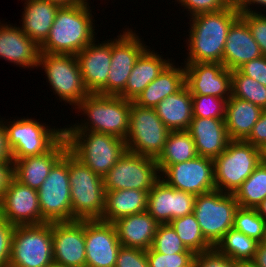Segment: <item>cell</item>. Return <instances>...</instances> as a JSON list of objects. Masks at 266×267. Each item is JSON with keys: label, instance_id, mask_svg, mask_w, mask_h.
Returning <instances> with one entry per match:
<instances>
[{"label": "cell", "instance_id": "obj_1", "mask_svg": "<svg viewBox=\"0 0 266 267\" xmlns=\"http://www.w3.org/2000/svg\"><path fill=\"white\" fill-rule=\"evenodd\" d=\"M240 17L234 3L225 9L190 17L187 59L184 63H222L224 46L231 25Z\"/></svg>", "mask_w": 266, "mask_h": 267}, {"label": "cell", "instance_id": "obj_2", "mask_svg": "<svg viewBox=\"0 0 266 267\" xmlns=\"http://www.w3.org/2000/svg\"><path fill=\"white\" fill-rule=\"evenodd\" d=\"M87 0L59 7L46 40L40 45V52L76 55L96 38L91 7ZM96 33V34H95Z\"/></svg>", "mask_w": 266, "mask_h": 267}, {"label": "cell", "instance_id": "obj_3", "mask_svg": "<svg viewBox=\"0 0 266 267\" xmlns=\"http://www.w3.org/2000/svg\"><path fill=\"white\" fill-rule=\"evenodd\" d=\"M131 101L120 96L88 94L73 109L87 116L81 124L76 122L64 131H93L125 140L129 131ZM84 122V123H83Z\"/></svg>", "mask_w": 266, "mask_h": 267}, {"label": "cell", "instance_id": "obj_4", "mask_svg": "<svg viewBox=\"0 0 266 267\" xmlns=\"http://www.w3.org/2000/svg\"><path fill=\"white\" fill-rule=\"evenodd\" d=\"M72 221L100 220L106 191L103 177L94 173L68 150Z\"/></svg>", "mask_w": 266, "mask_h": 267}, {"label": "cell", "instance_id": "obj_5", "mask_svg": "<svg viewBox=\"0 0 266 267\" xmlns=\"http://www.w3.org/2000/svg\"><path fill=\"white\" fill-rule=\"evenodd\" d=\"M68 150L104 177L127 151L125 140L116 136L93 131H64Z\"/></svg>", "mask_w": 266, "mask_h": 267}, {"label": "cell", "instance_id": "obj_6", "mask_svg": "<svg viewBox=\"0 0 266 267\" xmlns=\"http://www.w3.org/2000/svg\"><path fill=\"white\" fill-rule=\"evenodd\" d=\"M213 162L216 190L234 194L261 163L260 151L245 140H231Z\"/></svg>", "mask_w": 266, "mask_h": 267}, {"label": "cell", "instance_id": "obj_7", "mask_svg": "<svg viewBox=\"0 0 266 267\" xmlns=\"http://www.w3.org/2000/svg\"><path fill=\"white\" fill-rule=\"evenodd\" d=\"M169 133L154 108L141 107L131 101L129 131L125 138L127 151L157 160Z\"/></svg>", "mask_w": 266, "mask_h": 267}, {"label": "cell", "instance_id": "obj_8", "mask_svg": "<svg viewBox=\"0 0 266 267\" xmlns=\"http://www.w3.org/2000/svg\"><path fill=\"white\" fill-rule=\"evenodd\" d=\"M238 208L234 194L219 190L195 197L193 213L203 236L212 247L233 228L234 215Z\"/></svg>", "mask_w": 266, "mask_h": 267}, {"label": "cell", "instance_id": "obj_9", "mask_svg": "<svg viewBox=\"0 0 266 267\" xmlns=\"http://www.w3.org/2000/svg\"><path fill=\"white\" fill-rule=\"evenodd\" d=\"M52 263V223L15 226L8 267H48Z\"/></svg>", "mask_w": 266, "mask_h": 267}, {"label": "cell", "instance_id": "obj_10", "mask_svg": "<svg viewBox=\"0 0 266 267\" xmlns=\"http://www.w3.org/2000/svg\"><path fill=\"white\" fill-rule=\"evenodd\" d=\"M19 119L9 122L1 120L13 159L44 154L64 137V128L54 126L53 129L31 117Z\"/></svg>", "mask_w": 266, "mask_h": 267}, {"label": "cell", "instance_id": "obj_11", "mask_svg": "<svg viewBox=\"0 0 266 267\" xmlns=\"http://www.w3.org/2000/svg\"><path fill=\"white\" fill-rule=\"evenodd\" d=\"M38 67L45 71L53 93L76 107L88 94L76 55L40 52Z\"/></svg>", "mask_w": 266, "mask_h": 267}, {"label": "cell", "instance_id": "obj_12", "mask_svg": "<svg viewBox=\"0 0 266 267\" xmlns=\"http://www.w3.org/2000/svg\"><path fill=\"white\" fill-rule=\"evenodd\" d=\"M41 224L72 221L68 150L37 190Z\"/></svg>", "mask_w": 266, "mask_h": 267}, {"label": "cell", "instance_id": "obj_13", "mask_svg": "<svg viewBox=\"0 0 266 267\" xmlns=\"http://www.w3.org/2000/svg\"><path fill=\"white\" fill-rule=\"evenodd\" d=\"M159 178L156 159L126 151L103 177V184L105 191L150 190Z\"/></svg>", "mask_w": 266, "mask_h": 267}, {"label": "cell", "instance_id": "obj_14", "mask_svg": "<svg viewBox=\"0 0 266 267\" xmlns=\"http://www.w3.org/2000/svg\"><path fill=\"white\" fill-rule=\"evenodd\" d=\"M116 39L111 38V67L108 73V95L119 96L139 56L149 47L135 30L124 29Z\"/></svg>", "mask_w": 266, "mask_h": 267}, {"label": "cell", "instance_id": "obj_15", "mask_svg": "<svg viewBox=\"0 0 266 267\" xmlns=\"http://www.w3.org/2000/svg\"><path fill=\"white\" fill-rule=\"evenodd\" d=\"M160 178L176 190L195 196L216 190L214 162L209 157L198 155L191 160L169 165Z\"/></svg>", "mask_w": 266, "mask_h": 267}, {"label": "cell", "instance_id": "obj_16", "mask_svg": "<svg viewBox=\"0 0 266 267\" xmlns=\"http://www.w3.org/2000/svg\"><path fill=\"white\" fill-rule=\"evenodd\" d=\"M191 95L231 97L232 71L218 62L182 63Z\"/></svg>", "mask_w": 266, "mask_h": 267}, {"label": "cell", "instance_id": "obj_17", "mask_svg": "<svg viewBox=\"0 0 266 267\" xmlns=\"http://www.w3.org/2000/svg\"><path fill=\"white\" fill-rule=\"evenodd\" d=\"M0 216L14 226L41 224L37 190L13 177L0 199Z\"/></svg>", "mask_w": 266, "mask_h": 267}, {"label": "cell", "instance_id": "obj_18", "mask_svg": "<svg viewBox=\"0 0 266 267\" xmlns=\"http://www.w3.org/2000/svg\"><path fill=\"white\" fill-rule=\"evenodd\" d=\"M120 247L114 223L85 220V267H115Z\"/></svg>", "mask_w": 266, "mask_h": 267}, {"label": "cell", "instance_id": "obj_19", "mask_svg": "<svg viewBox=\"0 0 266 267\" xmlns=\"http://www.w3.org/2000/svg\"><path fill=\"white\" fill-rule=\"evenodd\" d=\"M54 263L65 267H85V220L52 223Z\"/></svg>", "mask_w": 266, "mask_h": 267}, {"label": "cell", "instance_id": "obj_20", "mask_svg": "<svg viewBox=\"0 0 266 267\" xmlns=\"http://www.w3.org/2000/svg\"><path fill=\"white\" fill-rule=\"evenodd\" d=\"M195 195L176 190L159 178L148 192L147 212L159 224L193 213Z\"/></svg>", "mask_w": 266, "mask_h": 267}, {"label": "cell", "instance_id": "obj_21", "mask_svg": "<svg viewBox=\"0 0 266 267\" xmlns=\"http://www.w3.org/2000/svg\"><path fill=\"white\" fill-rule=\"evenodd\" d=\"M94 40L76 54L82 80L89 94L108 95V73L111 67V40Z\"/></svg>", "mask_w": 266, "mask_h": 267}, {"label": "cell", "instance_id": "obj_22", "mask_svg": "<svg viewBox=\"0 0 266 267\" xmlns=\"http://www.w3.org/2000/svg\"><path fill=\"white\" fill-rule=\"evenodd\" d=\"M40 46L21 28L0 22V59L31 69L38 68Z\"/></svg>", "mask_w": 266, "mask_h": 267}, {"label": "cell", "instance_id": "obj_23", "mask_svg": "<svg viewBox=\"0 0 266 267\" xmlns=\"http://www.w3.org/2000/svg\"><path fill=\"white\" fill-rule=\"evenodd\" d=\"M68 150L66 138L63 137L50 151L22 159H13V177L21 184L38 190L49 175L52 167Z\"/></svg>", "mask_w": 266, "mask_h": 267}, {"label": "cell", "instance_id": "obj_24", "mask_svg": "<svg viewBox=\"0 0 266 267\" xmlns=\"http://www.w3.org/2000/svg\"><path fill=\"white\" fill-rule=\"evenodd\" d=\"M194 140L197 155L214 159L231 141L225 119L192 118L187 130Z\"/></svg>", "mask_w": 266, "mask_h": 267}, {"label": "cell", "instance_id": "obj_25", "mask_svg": "<svg viewBox=\"0 0 266 267\" xmlns=\"http://www.w3.org/2000/svg\"><path fill=\"white\" fill-rule=\"evenodd\" d=\"M263 56L253 39L247 23L239 17L229 28L222 64L229 70H237L244 63Z\"/></svg>", "mask_w": 266, "mask_h": 267}, {"label": "cell", "instance_id": "obj_26", "mask_svg": "<svg viewBox=\"0 0 266 267\" xmlns=\"http://www.w3.org/2000/svg\"><path fill=\"white\" fill-rule=\"evenodd\" d=\"M122 246L148 250L159 223L147 211L120 218L114 222Z\"/></svg>", "mask_w": 266, "mask_h": 267}, {"label": "cell", "instance_id": "obj_27", "mask_svg": "<svg viewBox=\"0 0 266 267\" xmlns=\"http://www.w3.org/2000/svg\"><path fill=\"white\" fill-rule=\"evenodd\" d=\"M157 53L148 47L139 56L127 80L125 90L119 95L120 97L134 101L171 63L172 59H163V56Z\"/></svg>", "mask_w": 266, "mask_h": 267}, {"label": "cell", "instance_id": "obj_28", "mask_svg": "<svg viewBox=\"0 0 266 267\" xmlns=\"http://www.w3.org/2000/svg\"><path fill=\"white\" fill-rule=\"evenodd\" d=\"M21 30L39 46L46 40L59 6L46 0H24Z\"/></svg>", "mask_w": 266, "mask_h": 267}, {"label": "cell", "instance_id": "obj_29", "mask_svg": "<svg viewBox=\"0 0 266 267\" xmlns=\"http://www.w3.org/2000/svg\"><path fill=\"white\" fill-rule=\"evenodd\" d=\"M154 109L170 131L188 130L193 118V108L192 95L186 84L160 101Z\"/></svg>", "mask_w": 266, "mask_h": 267}, {"label": "cell", "instance_id": "obj_30", "mask_svg": "<svg viewBox=\"0 0 266 267\" xmlns=\"http://www.w3.org/2000/svg\"><path fill=\"white\" fill-rule=\"evenodd\" d=\"M150 190L124 189L106 191L101 221L114 223L116 220L147 211Z\"/></svg>", "mask_w": 266, "mask_h": 267}, {"label": "cell", "instance_id": "obj_31", "mask_svg": "<svg viewBox=\"0 0 266 267\" xmlns=\"http://www.w3.org/2000/svg\"><path fill=\"white\" fill-rule=\"evenodd\" d=\"M174 64L171 61L133 102L141 107L155 108L167 96L179 91L185 85V69Z\"/></svg>", "mask_w": 266, "mask_h": 267}, {"label": "cell", "instance_id": "obj_32", "mask_svg": "<svg viewBox=\"0 0 266 267\" xmlns=\"http://www.w3.org/2000/svg\"><path fill=\"white\" fill-rule=\"evenodd\" d=\"M263 109L249 101L230 97L226 104L225 125L231 140H245Z\"/></svg>", "mask_w": 266, "mask_h": 267}, {"label": "cell", "instance_id": "obj_33", "mask_svg": "<svg viewBox=\"0 0 266 267\" xmlns=\"http://www.w3.org/2000/svg\"><path fill=\"white\" fill-rule=\"evenodd\" d=\"M197 155L191 134L186 131H170L162 154L158 157L157 166L161 174L169 165L185 162Z\"/></svg>", "mask_w": 266, "mask_h": 267}, {"label": "cell", "instance_id": "obj_34", "mask_svg": "<svg viewBox=\"0 0 266 267\" xmlns=\"http://www.w3.org/2000/svg\"><path fill=\"white\" fill-rule=\"evenodd\" d=\"M258 242L244 233L231 228L215 248L237 262L252 261L254 258Z\"/></svg>", "mask_w": 266, "mask_h": 267}, {"label": "cell", "instance_id": "obj_35", "mask_svg": "<svg viewBox=\"0 0 266 267\" xmlns=\"http://www.w3.org/2000/svg\"><path fill=\"white\" fill-rule=\"evenodd\" d=\"M234 196L239 207L255 209L266 198V165L260 163Z\"/></svg>", "mask_w": 266, "mask_h": 267}, {"label": "cell", "instance_id": "obj_36", "mask_svg": "<svg viewBox=\"0 0 266 267\" xmlns=\"http://www.w3.org/2000/svg\"><path fill=\"white\" fill-rule=\"evenodd\" d=\"M169 224L174 228L185 247L194 254L212 248L203 236L194 213L173 219Z\"/></svg>", "mask_w": 266, "mask_h": 267}, {"label": "cell", "instance_id": "obj_37", "mask_svg": "<svg viewBox=\"0 0 266 267\" xmlns=\"http://www.w3.org/2000/svg\"><path fill=\"white\" fill-rule=\"evenodd\" d=\"M231 96L249 101L266 109V86L241 74L238 70L232 71Z\"/></svg>", "mask_w": 266, "mask_h": 267}, {"label": "cell", "instance_id": "obj_38", "mask_svg": "<svg viewBox=\"0 0 266 267\" xmlns=\"http://www.w3.org/2000/svg\"><path fill=\"white\" fill-rule=\"evenodd\" d=\"M233 228L257 242L264 240L265 221L256 209L239 207L234 215Z\"/></svg>", "mask_w": 266, "mask_h": 267}, {"label": "cell", "instance_id": "obj_39", "mask_svg": "<svg viewBox=\"0 0 266 267\" xmlns=\"http://www.w3.org/2000/svg\"><path fill=\"white\" fill-rule=\"evenodd\" d=\"M151 248L163 254L192 252L185 247L182 240L169 223L159 224Z\"/></svg>", "mask_w": 266, "mask_h": 267}, {"label": "cell", "instance_id": "obj_40", "mask_svg": "<svg viewBox=\"0 0 266 267\" xmlns=\"http://www.w3.org/2000/svg\"><path fill=\"white\" fill-rule=\"evenodd\" d=\"M228 99L192 95L193 118L225 119Z\"/></svg>", "mask_w": 266, "mask_h": 267}, {"label": "cell", "instance_id": "obj_41", "mask_svg": "<svg viewBox=\"0 0 266 267\" xmlns=\"http://www.w3.org/2000/svg\"><path fill=\"white\" fill-rule=\"evenodd\" d=\"M194 255L193 252L163 254L156 252L152 248L146 250L149 267H183L194 258Z\"/></svg>", "mask_w": 266, "mask_h": 267}, {"label": "cell", "instance_id": "obj_42", "mask_svg": "<svg viewBox=\"0 0 266 267\" xmlns=\"http://www.w3.org/2000/svg\"><path fill=\"white\" fill-rule=\"evenodd\" d=\"M240 17L247 23L262 55L266 56V14L240 12Z\"/></svg>", "mask_w": 266, "mask_h": 267}, {"label": "cell", "instance_id": "obj_43", "mask_svg": "<svg viewBox=\"0 0 266 267\" xmlns=\"http://www.w3.org/2000/svg\"><path fill=\"white\" fill-rule=\"evenodd\" d=\"M186 9L189 16L192 17L201 13L216 12L230 7L234 0H175ZM188 9V10H187Z\"/></svg>", "mask_w": 266, "mask_h": 267}, {"label": "cell", "instance_id": "obj_44", "mask_svg": "<svg viewBox=\"0 0 266 267\" xmlns=\"http://www.w3.org/2000/svg\"><path fill=\"white\" fill-rule=\"evenodd\" d=\"M196 267H237V261L219 252L215 247L194 255Z\"/></svg>", "mask_w": 266, "mask_h": 267}, {"label": "cell", "instance_id": "obj_45", "mask_svg": "<svg viewBox=\"0 0 266 267\" xmlns=\"http://www.w3.org/2000/svg\"><path fill=\"white\" fill-rule=\"evenodd\" d=\"M115 267H149L146 251L121 245Z\"/></svg>", "mask_w": 266, "mask_h": 267}, {"label": "cell", "instance_id": "obj_46", "mask_svg": "<svg viewBox=\"0 0 266 267\" xmlns=\"http://www.w3.org/2000/svg\"><path fill=\"white\" fill-rule=\"evenodd\" d=\"M15 226L0 216V267H8Z\"/></svg>", "mask_w": 266, "mask_h": 267}, {"label": "cell", "instance_id": "obj_47", "mask_svg": "<svg viewBox=\"0 0 266 267\" xmlns=\"http://www.w3.org/2000/svg\"><path fill=\"white\" fill-rule=\"evenodd\" d=\"M241 74L251 77L258 83L266 86V56H261L244 63L237 69Z\"/></svg>", "mask_w": 266, "mask_h": 267}, {"label": "cell", "instance_id": "obj_48", "mask_svg": "<svg viewBox=\"0 0 266 267\" xmlns=\"http://www.w3.org/2000/svg\"><path fill=\"white\" fill-rule=\"evenodd\" d=\"M245 141L258 148L266 142V109H263L257 123L253 126L252 132Z\"/></svg>", "mask_w": 266, "mask_h": 267}, {"label": "cell", "instance_id": "obj_49", "mask_svg": "<svg viewBox=\"0 0 266 267\" xmlns=\"http://www.w3.org/2000/svg\"><path fill=\"white\" fill-rule=\"evenodd\" d=\"M13 178V162H0V199Z\"/></svg>", "mask_w": 266, "mask_h": 267}, {"label": "cell", "instance_id": "obj_50", "mask_svg": "<svg viewBox=\"0 0 266 267\" xmlns=\"http://www.w3.org/2000/svg\"><path fill=\"white\" fill-rule=\"evenodd\" d=\"M0 162H13L11 148L8 144L6 129L0 119Z\"/></svg>", "mask_w": 266, "mask_h": 267}, {"label": "cell", "instance_id": "obj_51", "mask_svg": "<svg viewBox=\"0 0 266 267\" xmlns=\"http://www.w3.org/2000/svg\"><path fill=\"white\" fill-rule=\"evenodd\" d=\"M234 5L236 6V8L240 11V12H248V13H262L261 11L258 12L257 9L256 10H252L250 7L251 5H256V8L258 6L260 7H266V0H234Z\"/></svg>", "mask_w": 266, "mask_h": 267}, {"label": "cell", "instance_id": "obj_52", "mask_svg": "<svg viewBox=\"0 0 266 267\" xmlns=\"http://www.w3.org/2000/svg\"><path fill=\"white\" fill-rule=\"evenodd\" d=\"M252 262L258 267H266V241L258 242Z\"/></svg>", "mask_w": 266, "mask_h": 267}, {"label": "cell", "instance_id": "obj_53", "mask_svg": "<svg viewBox=\"0 0 266 267\" xmlns=\"http://www.w3.org/2000/svg\"><path fill=\"white\" fill-rule=\"evenodd\" d=\"M46 1L56 4L59 7H68L80 3L83 0H46Z\"/></svg>", "mask_w": 266, "mask_h": 267}, {"label": "cell", "instance_id": "obj_54", "mask_svg": "<svg viewBox=\"0 0 266 267\" xmlns=\"http://www.w3.org/2000/svg\"><path fill=\"white\" fill-rule=\"evenodd\" d=\"M255 209L266 222V198Z\"/></svg>", "mask_w": 266, "mask_h": 267}, {"label": "cell", "instance_id": "obj_55", "mask_svg": "<svg viewBox=\"0 0 266 267\" xmlns=\"http://www.w3.org/2000/svg\"><path fill=\"white\" fill-rule=\"evenodd\" d=\"M259 151L261 163L266 165V142L259 147Z\"/></svg>", "mask_w": 266, "mask_h": 267}, {"label": "cell", "instance_id": "obj_56", "mask_svg": "<svg viewBox=\"0 0 266 267\" xmlns=\"http://www.w3.org/2000/svg\"><path fill=\"white\" fill-rule=\"evenodd\" d=\"M237 267H258L252 261L237 262Z\"/></svg>", "mask_w": 266, "mask_h": 267}, {"label": "cell", "instance_id": "obj_57", "mask_svg": "<svg viewBox=\"0 0 266 267\" xmlns=\"http://www.w3.org/2000/svg\"><path fill=\"white\" fill-rule=\"evenodd\" d=\"M183 267H196L194 258L186 266Z\"/></svg>", "mask_w": 266, "mask_h": 267}, {"label": "cell", "instance_id": "obj_58", "mask_svg": "<svg viewBox=\"0 0 266 267\" xmlns=\"http://www.w3.org/2000/svg\"><path fill=\"white\" fill-rule=\"evenodd\" d=\"M48 267H65L56 263H52L51 265H49Z\"/></svg>", "mask_w": 266, "mask_h": 267}, {"label": "cell", "instance_id": "obj_59", "mask_svg": "<svg viewBox=\"0 0 266 267\" xmlns=\"http://www.w3.org/2000/svg\"><path fill=\"white\" fill-rule=\"evenodd\" d=\"M263 241H266V222H265L264 240Z\"/></svg>", "mask_w": 266, "mask_h": 267}]
</instances>
